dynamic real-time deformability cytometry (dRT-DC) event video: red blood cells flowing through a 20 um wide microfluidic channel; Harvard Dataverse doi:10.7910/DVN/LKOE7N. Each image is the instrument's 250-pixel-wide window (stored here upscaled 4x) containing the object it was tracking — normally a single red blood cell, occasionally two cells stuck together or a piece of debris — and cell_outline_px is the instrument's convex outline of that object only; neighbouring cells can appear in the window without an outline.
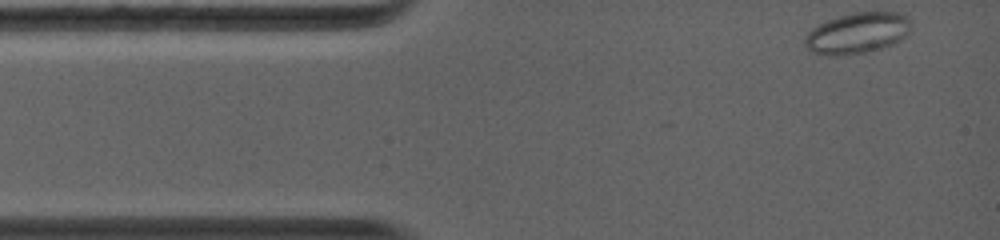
{"species": "common noctule bat (a hibernating species)", "species_latin": "Nyctalus noctula", "temperature_condition": "warm", "stored_images_in_passage": 64, "camera_frame_rate_fps": 5000, "um_per_image_px": 0.085, "animal": {"sex": "female", "body_mass_g": 19.0, "forearm_length_mm": 56.7}, "frame": {"image": 1, "passage_image": 1, "time_ms": 0.0, "image_size_px": [1000, 240], "cell_outline_px": [[908, 32], [904, 36], [892, 44], [868, 52], [844, 56], [828, 56], [812, 52], [804, 44], [804, 40], [808, 32], [812, 28], [828, 20], [840, 16], [856, 12], [900, 12], [908, 16]], "centroid_in_image_um": [72.83, 2.83], "position_along_channel_um": 12.2, "area_um2": 25.14}}
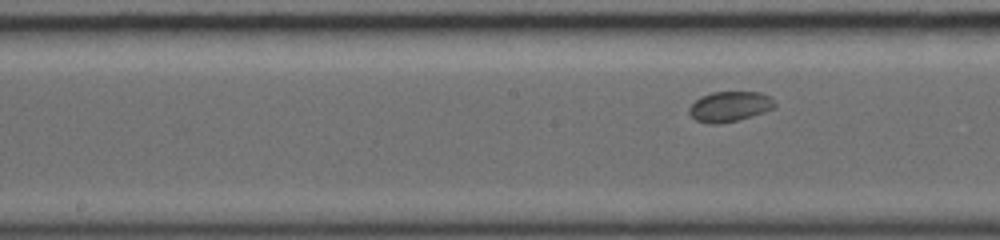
{"frame": {"image": 2, "passage_image": 25, "time_ms": 5.6, "image_size_px": [1000, 240], "cell_outline_px": [[776, 108], [764, 112], [736, 120], [716, 124], [712, 124], [696, 120], [688, 112], [688, 108], [700, 96], [712, 92], [760, 92], [772, 96], [776, 100]], "centroid_in_image_um": [62.07, 9.03], "position_along_channel_um": 186.1, "area_um2": 15.14}}
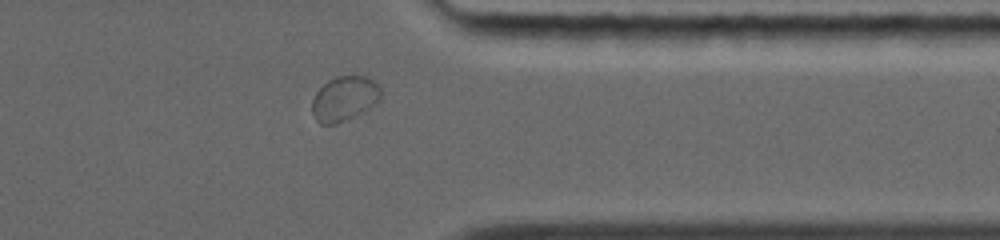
{"frame": {"image": 3, "passage_image": 56, "time_ms": 10.4, "image_size_px": [1000, 240], "cell_outline_px": [[380, 100], [364, 112], [336, 124], [320, 124], [316, 120], [312, 112], [312, 100], [316, 92], [328, 80], [336, 76], [368, 76], [380, 88]], "centroid_in_image_um": [29.26, 8.39], "position_along_channel_um": 382.1, "area_um2": 17.92}, "authors_computed_cell_mechanics": {"area_um2": 15.8372, "velocity_mm_per_s": 4.1481, "shape_relaxation_time_tau1_ms": null, "shape_relaxation_time_tau2_ms": 3.6746, "deformation_change_tau1": null, "deformation_change_tau2": 0.0241}}